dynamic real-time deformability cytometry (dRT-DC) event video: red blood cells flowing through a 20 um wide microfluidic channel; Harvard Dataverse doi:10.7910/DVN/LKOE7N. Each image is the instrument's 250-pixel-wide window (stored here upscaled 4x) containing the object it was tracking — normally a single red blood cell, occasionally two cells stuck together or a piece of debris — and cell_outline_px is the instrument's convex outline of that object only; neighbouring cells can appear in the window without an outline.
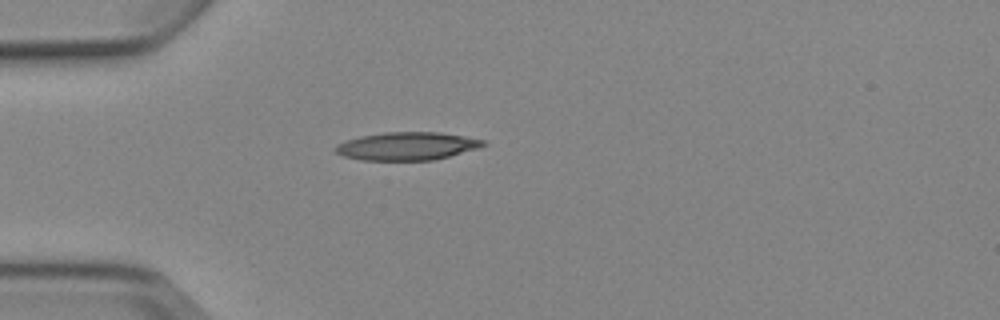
{"species": "Egyptian fruit bat (a non-hibernating species)", "species_latin": "Rousettus aegyptiacus", "temperature_condition": "cold", "stored_images_in_passage": 1, "camera_frame_rate_fps": 3000, "um_per_image_px": 0.085, "animal": {"sex": "female"}, "frame": {"image": 1, "passage_image": 1, "time_ms": 0.0, "image_size_px": [1000, 320], "cell_outline_px": [[488, 144], [476, 148], [448, 156], [432, 160], [360, 160], [344, 156], [336, 152], [332, 148], [336, 144], [360, 136], [384, 132], [440, 132], [464, 136], [484, 140]], "centroid_in_image_um": [34.56, 12.41], "position_along_channel_um": 50.4, "area_um2": 23.99}}